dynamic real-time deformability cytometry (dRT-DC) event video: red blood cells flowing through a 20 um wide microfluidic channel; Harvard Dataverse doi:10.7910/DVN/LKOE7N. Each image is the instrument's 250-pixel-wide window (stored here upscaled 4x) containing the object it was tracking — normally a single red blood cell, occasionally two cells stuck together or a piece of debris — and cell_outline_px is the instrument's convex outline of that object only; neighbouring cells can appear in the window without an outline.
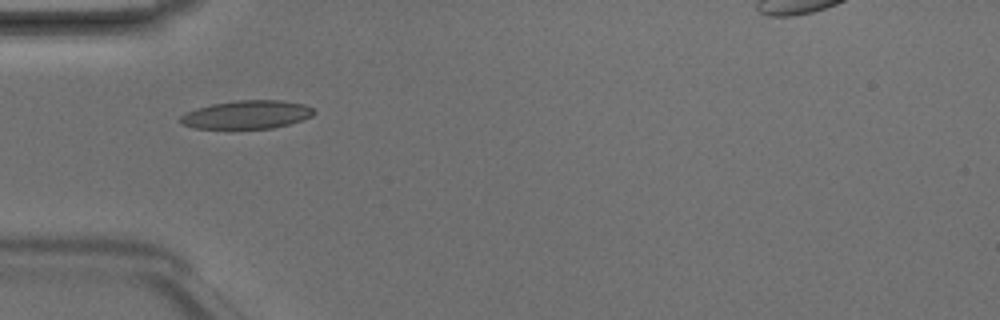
{"species": "Egyptian fruit bat (a non-hibernating species)", "species_latin": "Rousettus aegyptiacus", "temperature_condition": "room temperature", "stored_images_in_passage": 4, "camera_frame_rate_fps": 3000, "um_per_image_px": 0.085, "animal": {"sex": "male"}, "frame": {"image": 1, "passage_image": 3, "time_ms": 0.667, "image_size_px": [1000, 320], "cell_outline_px": [[316, 112], [312, 116], [288, 124], [272, 128], [196, 128], [180, 124], [176, 120], [180, 116], [196, 108], [212, 104], [236, 100], [280, 100], [304, 104], [312, 108]], "centroid_in_image_um": [20.95, 9.74], "position_along_channel_um": 64.1, "area_um2": 21.96}}